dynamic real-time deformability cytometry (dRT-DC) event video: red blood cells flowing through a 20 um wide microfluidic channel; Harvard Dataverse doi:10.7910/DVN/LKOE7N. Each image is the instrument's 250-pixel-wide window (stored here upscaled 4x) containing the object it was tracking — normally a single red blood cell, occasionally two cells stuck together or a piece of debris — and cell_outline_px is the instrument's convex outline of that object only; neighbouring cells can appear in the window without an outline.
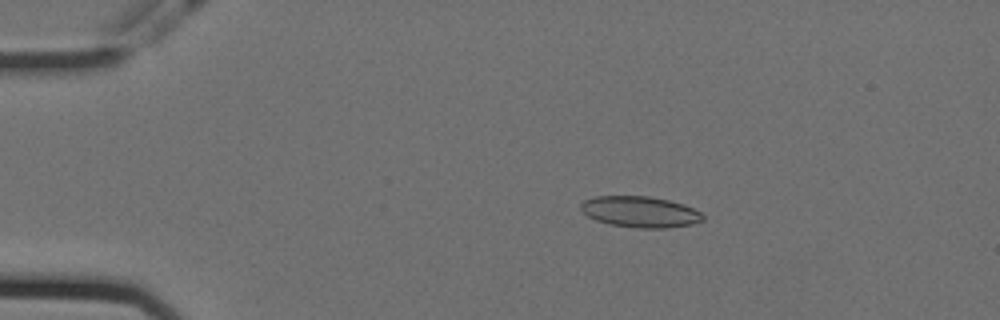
{"species": "Egyptian fruit bat (a non-hibernating species)", "species_latin": "Rousettus aegyptiacus", "temperature_condition": "cold", "stored_images_in_passage": 56, "camera_frame_rate_fps": 3000, "um_per_image_px": 0.085, "animal": {"sex": "female"}, "frame": {"image": 1, "passage_image": 10, "time_ms": 3.0, "image_size_px": [1000, 320], "cell_outline_px": [[704, 220], [692, 224], [668, 228], [636, 228], [608, 224], [596, 220], [588, 216], [580, 208], [580, 204], [584, 200], [596, 196], [648, 196], [668, 200], [684, 204], [700, 212], [704, 216]], "centroid_in_image_um": [54.41, 18.01], "position_along_channel_um": 30.6, "area_um2": 22.14}}
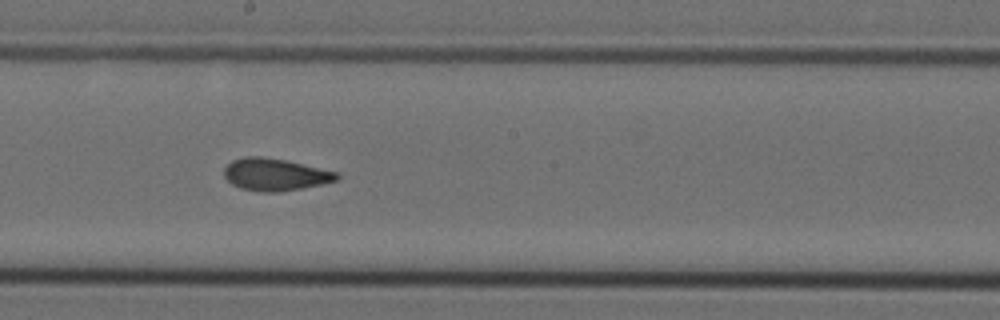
{"frame": {"image": 2, "passage_image": 31, "time_ms": 10.0, "image_size_px": [1000, 320], "cell_outline_px": [[340, 176], [336, 180], [320, 184], [280, 192], [260, 192], [240, 188], [232, 184], [224, 176], [224, 168], [232, 160], [244, 156], [260, 156], [284, 160], [336, 172]], "centroid_in_image_um": [23.32, 14.83], "position_along_channel_um": 224.9, "area_um2": 20.87}}
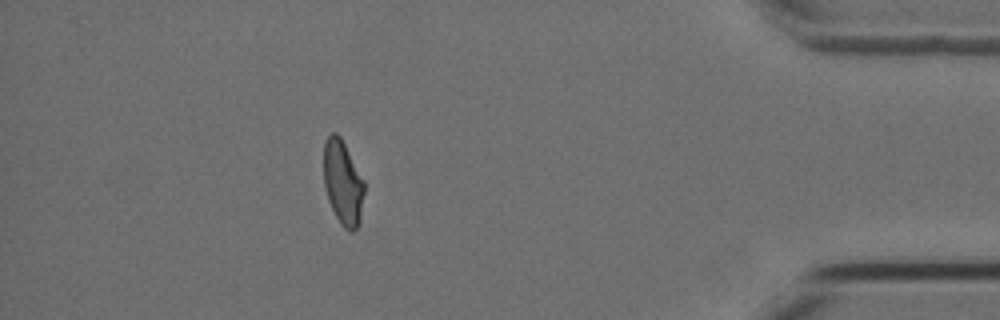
{"frame": {"image": 3, "passage_image": 50, "time_ms": 16.333, "image_size_px": [1000, 320], "cell_outline_px": [[364, 192], [360, 220], [356, 228], [352, 232], [348, 232], [340, 224], [328, 200], [324, 184], [324, 140], [332, 132], [336, 132], [340, 136], [364, 180]], "centroid_in_image_um": [29.14, 15.53], "position_along_channel_um": 406.1, "area_um2": 19.94}, "authors_computed_cell_mechanics": {"area_um2": 20.9814, "velocity_mm_per_s": 3.5804, "shape_relaxation_time_tau1_ms": 7.2847, "shape_relaxation_time_tau2_ms": 1.9164, "deformation_change_tau1": 0.1568, "deformation_change_tau2": 0.07}}